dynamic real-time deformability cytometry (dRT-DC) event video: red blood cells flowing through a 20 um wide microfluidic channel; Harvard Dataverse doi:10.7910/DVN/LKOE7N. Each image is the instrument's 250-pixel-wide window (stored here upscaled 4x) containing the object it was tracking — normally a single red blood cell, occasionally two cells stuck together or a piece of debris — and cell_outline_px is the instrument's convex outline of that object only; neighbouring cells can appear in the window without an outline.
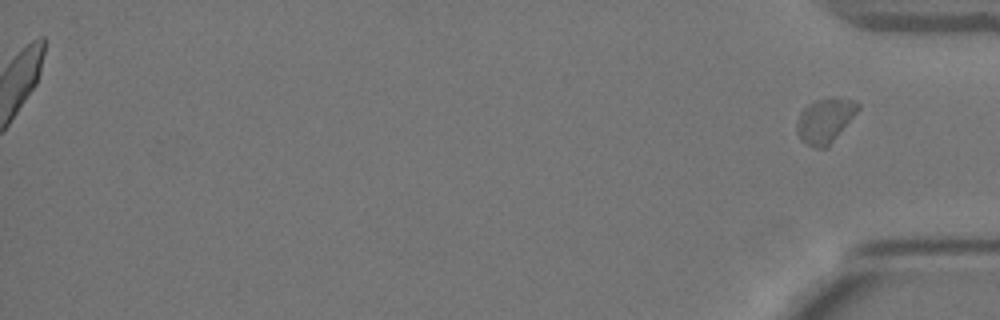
{"species": "Egyptian fruit bat (a non-hibernating species)", "species_latin": "Rousettus aegyptiacus", "temperature_condition": "warm", "stored_images_in_passage": 56, "segment_of_instrument_passage": [2, 2], "camera_frame_rate_fps": 3000, "um_per_image_px": 0.085, "animal": {"sex": "female"}, "frame": {"image": 1, "passage_image": 56, "time_ms": 18.333, "image_size_px": [1000, 320], "cell_outline_px": [[860, 108], [828, 148], [816, 148], [800, 140], [796, 132], [796, 124], [800, 112], [808, 104], [816, 100], [856, 100], [860, 104]], "centroid_in_image_um": [70.11, 10.3], "position_along_channel_um": 365.1, "area_um2": 15.61}}